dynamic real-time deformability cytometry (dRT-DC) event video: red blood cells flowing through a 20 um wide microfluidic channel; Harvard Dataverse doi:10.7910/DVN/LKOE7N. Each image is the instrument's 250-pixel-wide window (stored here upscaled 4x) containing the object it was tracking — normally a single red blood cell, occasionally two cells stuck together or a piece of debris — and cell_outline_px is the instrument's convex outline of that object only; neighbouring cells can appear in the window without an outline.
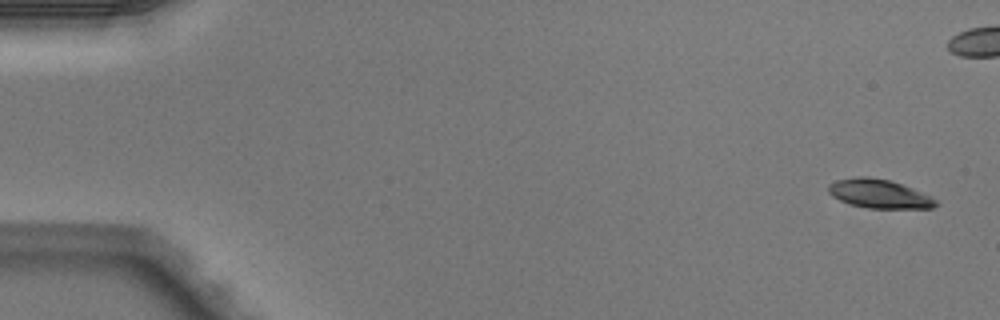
{"species": "Egyptian fruit bat (a non-hibernating species)", "species_latin": "Rousettus aegyptiacus", "temperature_condition": "warm", "stored_images_in_passage": 7, "camera_frame_rate_fps": 3000, "um_per_image_px": 0.085, "animal": {"sex": "male"}, "frame": {"image": 1, "passage_image": 1, "time_ms": 0.0, "image_size_px": [1000, 320], "cell_outline_px": [[940, 204], [932, 208], [868, 208], [852, 204], [840, 200], [832, 196], [828, 192], [828, 184], [836, 180], [860, 176], [868, 176], [892, 180], [932, 196]], "centroid_in_image_um": [74.75, 16.46], "position_along_channel_um": 10.2, "area_um2": 18.15}}
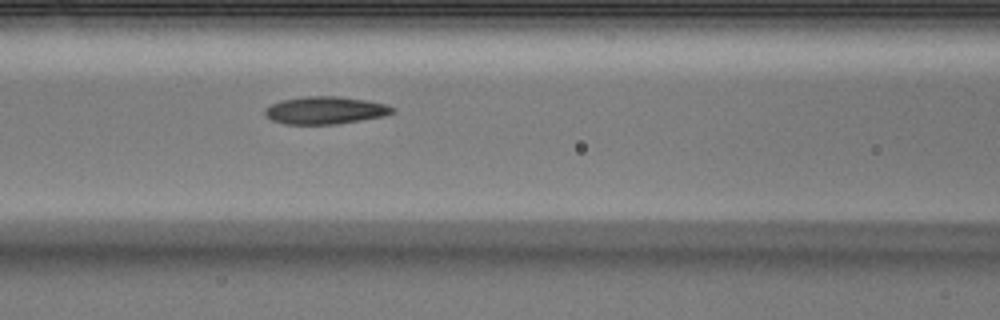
{"frame": {"image": 2, "passage_image": 7, "time_ms": 2.0, "image_size_px": [1000, 320], "cell_outline_px": [[396, 112], [384, 116], [336, 124], [284, 124], [272, 120], [264, 112], [264, 108], [280, 100], [304, 96], [336, 96], [368, 100], [384, 104], [396, 108]], "centroid_in_image_um": [27.66, 9.37], "position_along_channel_um": 138.9, "area_um2": 20.52}}